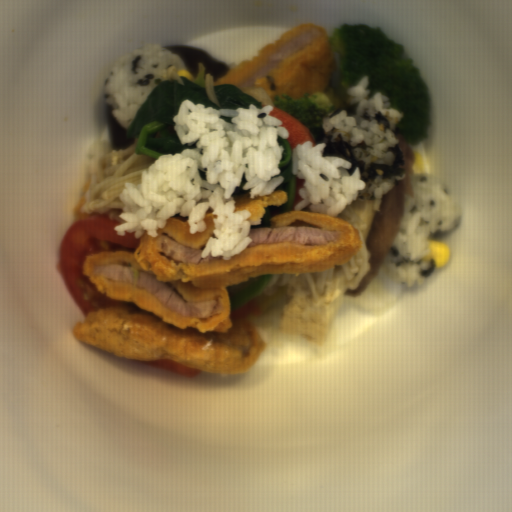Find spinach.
Wrapping results in <instances>:
<instances>
[{"instance_id": "obj_1", "label": "spinach", "mask_w": 512, "mask_h": 512, "mask_svg": "<svg viewBox=\"0 0 512 512\" xmlns=\"http://www.w3.org/2000/svg\"><path fill=\"white\" fill-rule=\"evenodd\" d=\"M217 104L206 91L205 77L195 80L185 77L163 79L144 98L136 116L125 130L126 138H134V152L148 155L157 160L162 155H171L186 149H197L193 145H183L176 130L174 117L185 100L203 104L213 109L248 108L255 105L264 108L262 103L230 83L214 85L212 90Z\"/></svg>"}, {"instance_id": "obj_2", "label": "spinach", "mask_w": 512, "mask_h": 512, "mask_svg": "<svg viewBox=\"0 0 512 512\" xmlns=\"http://www.w3.org/2000/svg\"><path fill=\"white\" fill-rule=\"evenodd\" d=\"M277 142L283 148L282 159L279 164V175L282 176L283 182L279 186H277L273 191H286L288 195V200L282 206H271L265 208L263 216L261 218L260 225L250 226V229L269 228L271 225V218L284 211H291L295 204L298 177H296V175H294L292 171L293 149L290 143L281 136L277 135Z\"/></svg>"}, {"instance_id": "obj_3", "label": "spinach", "mask_w": 512, "mask_h": 512, "mask_svg": "<svg viewBox=\"0 0 512 512\" xmlns=\"http://www.w3.org/2000/svg\"><path fill=\"white\" fill-rule=\"evenodd\" d=\"M273 274L274 273L260 274L256 281L244 287L235 294L229 296L230 312L244 307L252 300L260 296L268 286Z\"/></svg>"}, {"instance_id": "obj_4", "label": "spinach", "mask_w": 512, "mask_h": 512, "mask_svg": "<svg viewBox=\"0 0 512 512\" xmlns=\"http://www.w3.org/2000/svg\"><path fill=\"white\" fill-rule=\"evenodd\" d=\"M247 180H246V177L245 175L243 174V178H242V181L239 185V187H236L232 197L233 199L240 196V195H243V194H247V193H250L249 190H244L243 187L244 185L246 184Z\"/></svg>"}]
</instances>
